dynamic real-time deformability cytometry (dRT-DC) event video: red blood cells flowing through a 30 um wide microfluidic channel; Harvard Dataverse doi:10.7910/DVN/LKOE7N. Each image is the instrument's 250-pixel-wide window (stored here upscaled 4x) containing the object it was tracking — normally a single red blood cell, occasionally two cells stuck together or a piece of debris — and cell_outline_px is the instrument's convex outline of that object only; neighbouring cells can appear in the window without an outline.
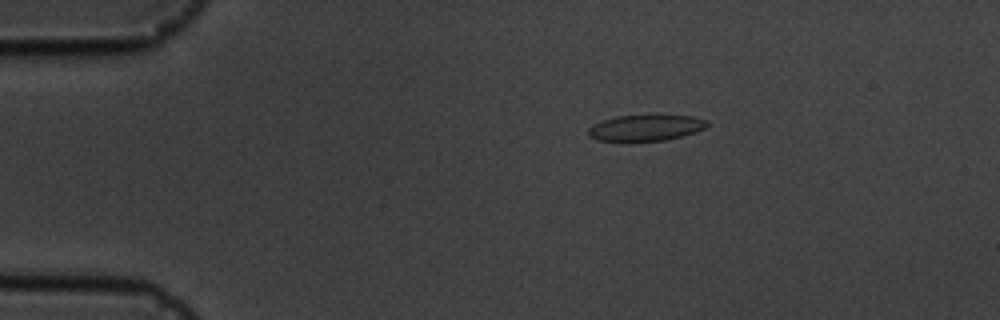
{"species": "common noctule bat (a hibernating species)", "species_latin": "Nyctalus noctula", "temperature_condition": "cold", "stored_images_in_passage": 6, "camera_frame_rate_fps": 3000, "um_per_image_px": 0.085, "animal": {"sex": "male", "body_mass_g": 19.5, "forearm_length_mm": 54.6}, "frame": {"image": 1, "passage_image": 3, "time_ms": 2.333, "image_size_px": [1000, 320], "cell_outline_px": [[708, 124], [704, 128], [696, 132], [664, 140], [596, 140], [588, 136], [588, 128], [592, 124], [616, 116], [692, 116], [708, 120]], "centroid_in_image_um": [54.87, 10.86], "position_along_channel_um": 30.1, "area_um2": 17.57}}
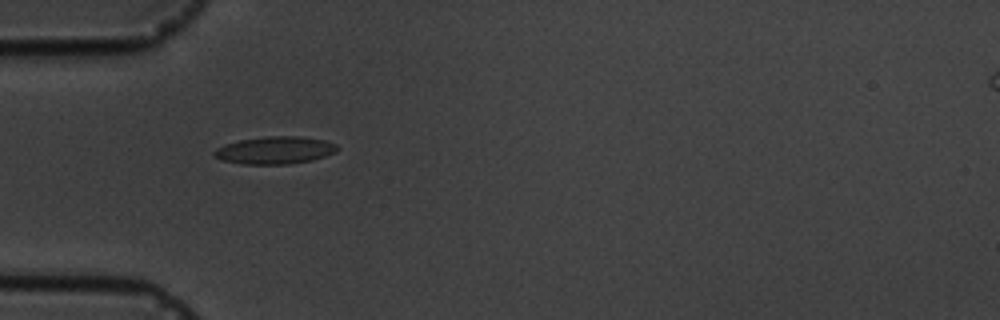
{"frame": {"image": 2, "passage_image": 5, "time_ms": 4.667, "image_size_px": [1000, 320], "cell_outline_px": [[340, 148], [336, 152], [312, 160], [288, 164], [240, 164], [220, 160], [212, 152], [216, 148], [224, 144], [240, 140], [264, 136], [300, 136], [324, 140], [336, 144]], "centroid_in_image_um": [23.36, 12.77], "position_along_channel_um": 61.6, "area_um2": 19.83}}
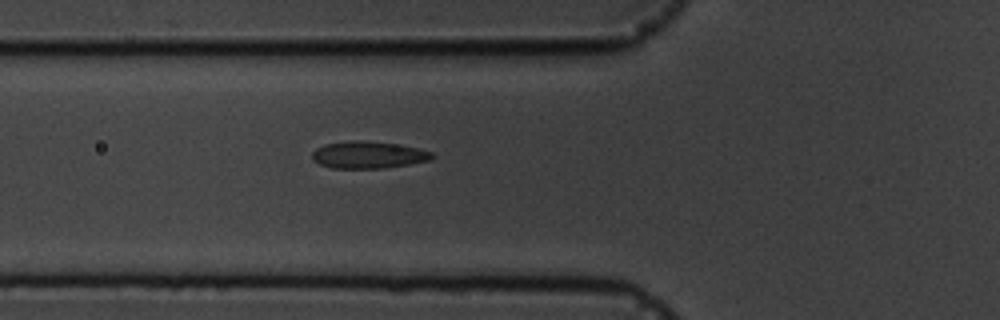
{"frame": {"image": 3, "passage_image": 6, "time_ms": 5.667, "image_size_px": [1000, 320], "cell_outline_px": [[436, 156], [432, 160], [384, 168], [332, 168], [320, 164], [312, 160], [312, 152], [316, 148], [324, 144], [352, 140], [360, 140], [396, 144], [416, 148], [432, 152]], "centroid_in_image_um": [31.29, 13.16], "position_along_channel_um": 94.5, "area_um2": 18.9}}